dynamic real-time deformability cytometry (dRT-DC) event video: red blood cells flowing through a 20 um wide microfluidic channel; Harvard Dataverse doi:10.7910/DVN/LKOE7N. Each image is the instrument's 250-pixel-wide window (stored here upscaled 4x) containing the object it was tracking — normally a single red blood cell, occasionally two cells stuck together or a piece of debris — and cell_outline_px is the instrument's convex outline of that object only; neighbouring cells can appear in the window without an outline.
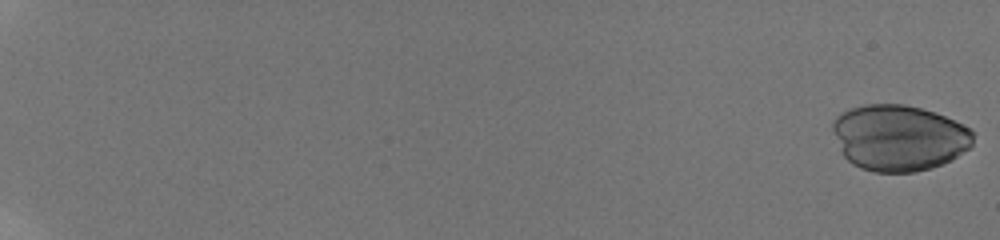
{"species": "human", "species_latin": "Homo sapiens", "temperature_condition": "room temperature", "stored_images_in_passage": 39, "camera_frame_rate_fps": 3000, "um_per_image_px": 0.085, "donor": {"sex": "male"}, "frame": {"image": 1, "passage_image": 1, "time_ms": 0.0, "image_size_px": [1000, 240], "cell_outline_px": [[972, 144], [968, 148], [952, 160], [932, 168], [916, 172], [876, 172], [860, 168], [852, 164], [840, 152], [832, 128], [832, 120], [840, 112], [848, 108], [864, 104], [904, 104], [936, 112], [972, 128]], "centroid_in_image_um": [76.38, 11.7], "position_along_channel_um": 8.6, "area_um2": 54.56}}
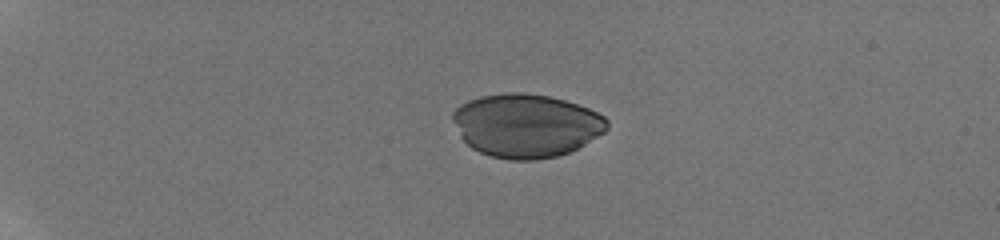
{"frame": {"image": 2, "passage_image": 26, "time_ms": 5.333, "image_size_px": [1000, 240], "cell_outline_px": [[608, 128], [604, 132], [584, 144], [568, 152], [556, 156], [536, 160], [512, 160], [492, 156], [480, 152], [472, 148], [460, 136], [452, 120], [452, 112], [460, 104], [468, 100], [480, 96], [508, 92], [524, 92], [548, 96], [564, 100], [588, 108], [604, 116], [608, 120]], "centroid_in_image_um": [44.7, 10.66], "position_along_channel_um": 40.3, "area_um2": 56.99}}